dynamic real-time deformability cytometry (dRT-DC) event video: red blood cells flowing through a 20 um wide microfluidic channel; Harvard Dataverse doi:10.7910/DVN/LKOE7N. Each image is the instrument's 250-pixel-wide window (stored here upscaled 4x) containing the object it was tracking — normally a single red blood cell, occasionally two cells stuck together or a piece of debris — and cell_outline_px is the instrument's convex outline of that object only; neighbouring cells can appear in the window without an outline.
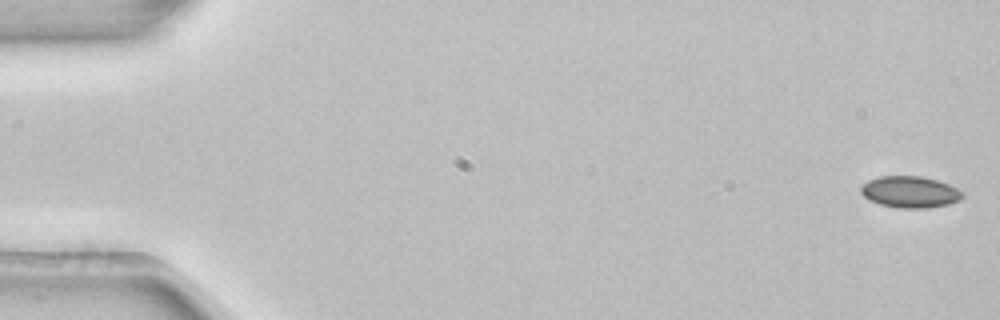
{"species": "common noctule bat (a hibernating species)", "species_latin": "Nyctalus noctula", "temperature_condition": "room temperature", "stored_images_in_passage": 53, "camera_frame_rate_fps": 3000, "um_per_image_px": 0.085, "animal": {"sex": "female", "body_mass_g": 22.7, "forearm_length_mm": 54.2}, "frame": {"image": 1, "passage_image": 1, "time_ms": 0.0, "image_size_px": [1000, 320], "cell_outline_px": [[964, 196], [960, 200], [948, 204], [928, 208], [900, 208], [880, 204], [868, 200], [860, 192], [860, 188], [868, 180], [880, 176], [920, 176], [936, 180], [948, 184], [964, 192]], "centroid_in_image_um": [77.35, 16.32], "position_along_channel_um": 7.6, "area_um2": 18.67}}
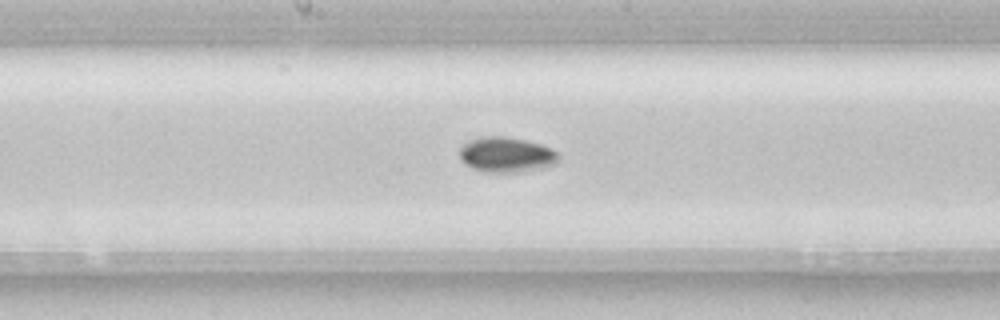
{"frame": {"image": 2, "passage_image": 28, "time_ms": 9.0, "image_size_px": [1000, 320], "cell_outline_px": [[556, 164], [544, 168], [520, 172], [484, 172], [472, 168], [464, 164], [460, 160], [460, 148], [464, 144], [472, 140], [488, 136], [504, 136], [524, 140], [540, 144], [552, 148], [556, 152]], "centroid_in_image_um": [43.03, 13.17], "position_along_channel_um": 205.2, "area_um2": 20.17}}
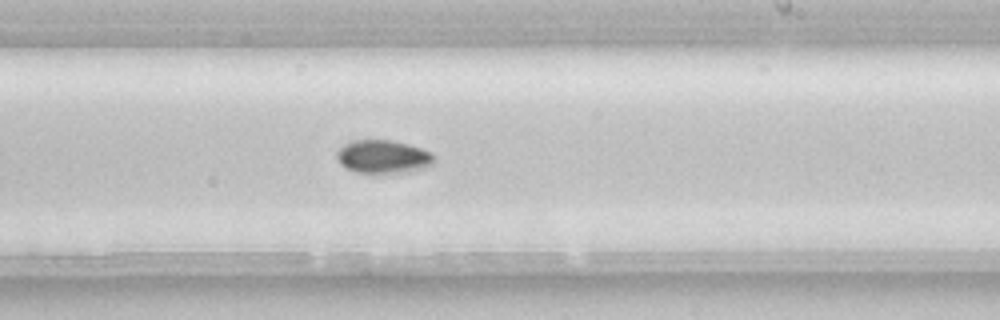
{"frame": {"image": 3, "passage_image": 32, "time_ms": 10.333, "image_size_px": [1000, 320], "cell_outline_px": [[436, 160], [432, 164], [424, 168], [396, 172], [356, 172], [344, 168], [340, 164], [336, 156], [336, 152], [344, 144], [352, 140], [392, 140], [408, 144], [432, 152]], "centroid_in_image_um": [32.54, 13.3], "position_along_channel_um": 256.5, "area_um2": 18.73}}